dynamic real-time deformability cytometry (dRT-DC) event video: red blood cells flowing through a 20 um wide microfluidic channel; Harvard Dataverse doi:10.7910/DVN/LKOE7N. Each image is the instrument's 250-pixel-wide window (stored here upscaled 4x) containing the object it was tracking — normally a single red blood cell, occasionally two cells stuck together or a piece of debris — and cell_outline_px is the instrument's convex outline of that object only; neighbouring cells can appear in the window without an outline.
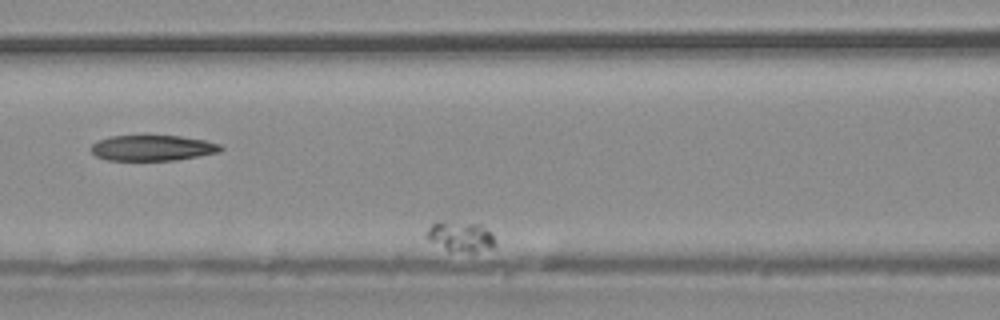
{"species": "common noctule bat (a hibernating species)", "species_latin": "Nyctalus noctula", "temperature_condition": "warm", "stored_images_in_passage": 28, "camera_frame_rate_fps": 3000, "um_per_image_px": 0.085, "animal": {"sex": "male", "body_mass_g": 20.4}, "frame": {"image": 1, "passage_image": 7, "time_ms": 2.0, "image_size_px": [1000, 320], "cell_outline_px": [[496, 244], [476, 252], [448, 252], [428, 240], [428, 228], [436, 220], [480, 224], [492, 236]], "centroid_in_image_um": [39.08, 20.11], "position_along_channel_um": 127.5, "area_um2": 11.96}}
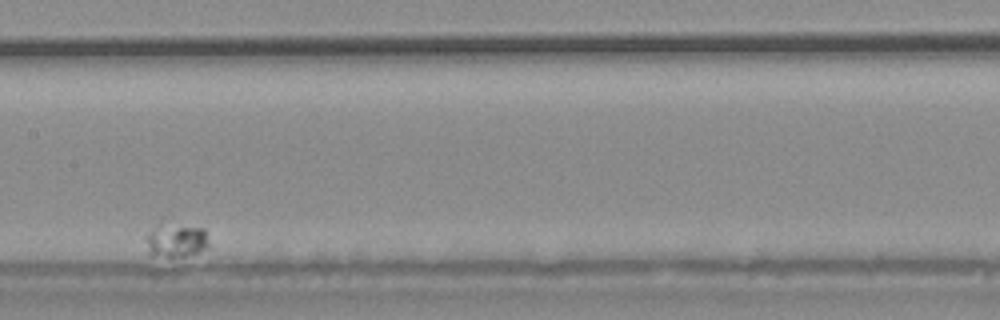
{"frame": {"image": 2, "passage_image": 13, "time_ms": 4.0, "image_size_px": [1000, 320], "cell_outline_px": [[208, 248], [184, 256], [148, 256], [144, 236], [156, 224], [204, 228], [208, 244]], "centroid_in_image_um": [14.88, 20.45], "position_along_channel_um": 192.5, "area_um2": 12.25}}
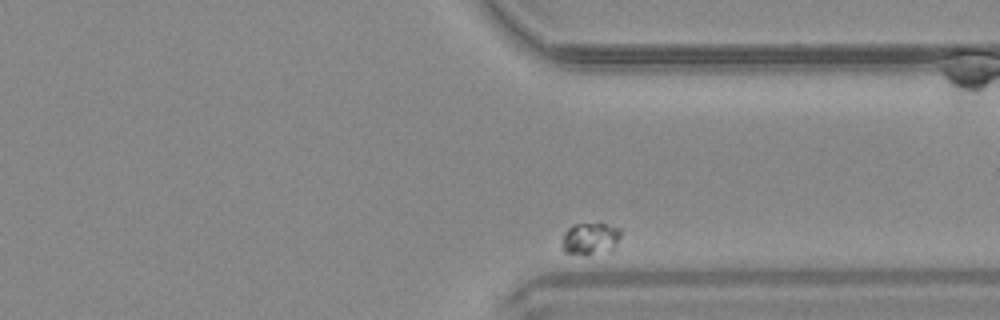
{"frame": {"image": 3, "passage_image": 27, "time_ms": 8.667, "image_size_px": [1000, 320], "cell_outline_px": [[620, 236], [616, 248], [612, 252], [588, 256], [584, 256], [564, 252], [560, 248], [564, 232], [572, 224], [604, 224], [620, 228]], "centroid_in_image_um": [50.17, 20.35], "position_along_channel_um": 361.2, "area_um2": 11.56}}